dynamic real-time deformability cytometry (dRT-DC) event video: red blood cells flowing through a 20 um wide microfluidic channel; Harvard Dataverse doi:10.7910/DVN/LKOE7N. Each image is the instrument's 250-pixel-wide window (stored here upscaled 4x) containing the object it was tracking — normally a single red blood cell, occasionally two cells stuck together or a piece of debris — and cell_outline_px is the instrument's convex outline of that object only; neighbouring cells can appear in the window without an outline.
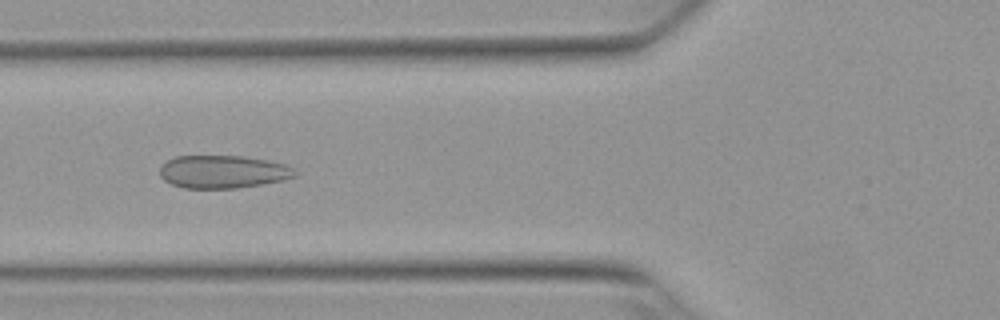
{"species": "Egyptian fruit bat (a non-hibernating species)", "species_latin": "Rousettus aegyptiacus", "temperature_condition": "warm", "stored_images_in_passage": 38, "camera_frame_rate_fps": 3000, "um_per_image_px": 0.085, "animal": {"sex": "female"}, "frame": {"image": 1, "passage_image": 11, "time_ms": 3.333, "image_size_px": [1000, 320], "cell_outline_px": [[296, 176], [284, 180], [236, 188], [184, 188], [172, 184], [164, 180], [160, 176], [160, 164], [176, 156], [244, 156], [268, 160], [284, 164], [292, 168], [296, 172]], "centroid_in_image_um": [18.93, 14.59], "position_along_channel_um": 106.9, "area_um2": 25.89}}
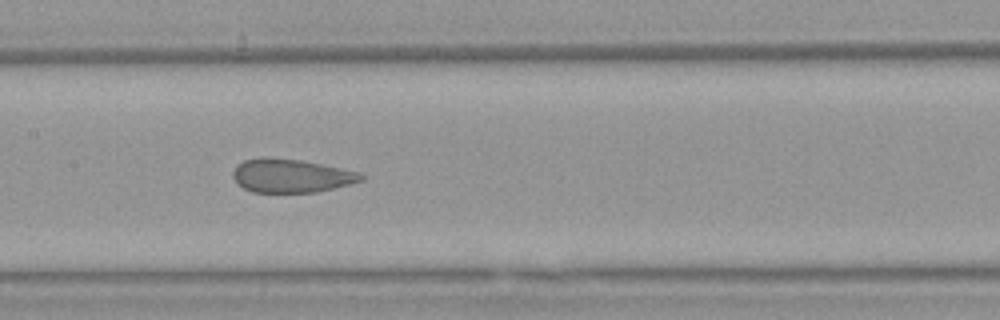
{"frame": {"image": 2, "passage_image": 17, "time_ms": 5.333, "image_size_px": [1000, 320], "cell_outline_px": [[364, 180], [352, 184], [316, 192], [252, 192], [244, 188], [232, 176], [232, 172], [236, 164], [244, 160], [264, 156], [300, 160], [360, 172], [364, 176]], "centroid_in_image_um": [24.74, 14.93], "position_along_channel_um": 182.7, "area_um2": 25.09}}
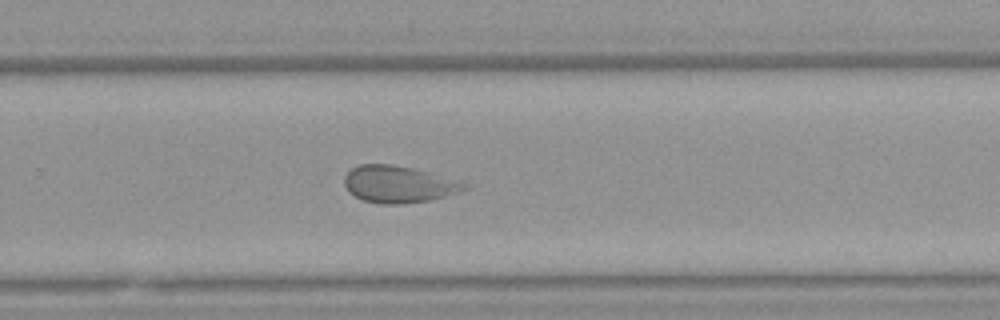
{"frame": {"image": 3, "passage_image": 26, "time_ms": 8.333, "image_size_px": [1000, 320], "cell_outline_px": [[472, 188], [444, 196], [428, 200], [400, 204], [380, 204], [364, 200], [348, 192], [344, 184], [344, 176], [352, 168], [360, 164], [392, 164], [416, 168], [472, 184]], "centroid_in_image_um": [33.92, 15.65], "position_along_channel_um": 295.9, "area_um2": 26.07}}